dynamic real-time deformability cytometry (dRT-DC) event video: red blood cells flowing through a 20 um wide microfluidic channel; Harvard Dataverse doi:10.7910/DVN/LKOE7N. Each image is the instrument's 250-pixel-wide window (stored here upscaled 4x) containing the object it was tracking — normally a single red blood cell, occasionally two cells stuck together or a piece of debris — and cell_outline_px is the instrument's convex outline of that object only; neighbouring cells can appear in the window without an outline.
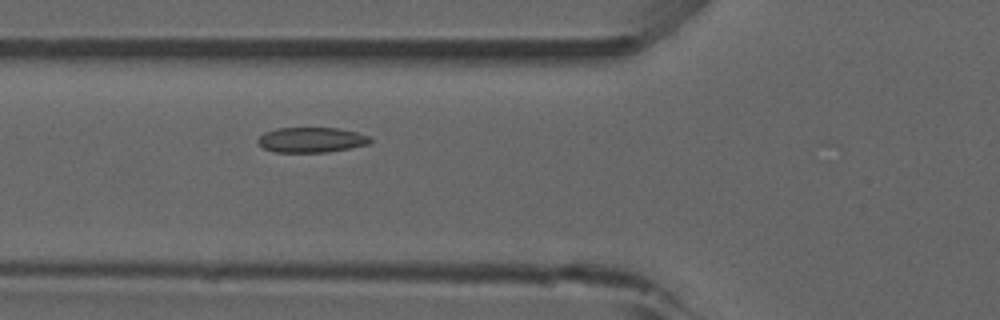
{"species": "common noctule bat (a hibernating species)", "species_latin": "Nyctalus noctula", "temperature_condition": "room temperature", "stored_images_in_passage": 47, "camera_frame_rate_fps": 3000, "um_per_image_px": 0.085, "animal": {"sex": "male", "forearm_length_mm": 52.5}, "frame": {"image": 1, "passage_image": 14, "time_ms": 4.333, "image_size_px": [1000, 320], "cell_outline_px": [[372, 140], [368, 144], [328, 152], [276, 152], [264, 148], [256, 140], [264, 132], [276, 128], [340, 128], [356, 132], [368, 136]], "centroid_in_image_um": [26.45, 11.88], "position_along_channel_um": 99.4, "area_um2": 16.36}, "authors_computed_cell_mechanics": {"area_um2": 16.6464, "velocity_mm_per_s": 3.8664, "shape_relaxation_time_tau1_ms": 3.3012, "shape_relaxation_time_tau2_ms": null, "deformation_change_tau1": 0.0693, "deformation_change_tau2": null}}